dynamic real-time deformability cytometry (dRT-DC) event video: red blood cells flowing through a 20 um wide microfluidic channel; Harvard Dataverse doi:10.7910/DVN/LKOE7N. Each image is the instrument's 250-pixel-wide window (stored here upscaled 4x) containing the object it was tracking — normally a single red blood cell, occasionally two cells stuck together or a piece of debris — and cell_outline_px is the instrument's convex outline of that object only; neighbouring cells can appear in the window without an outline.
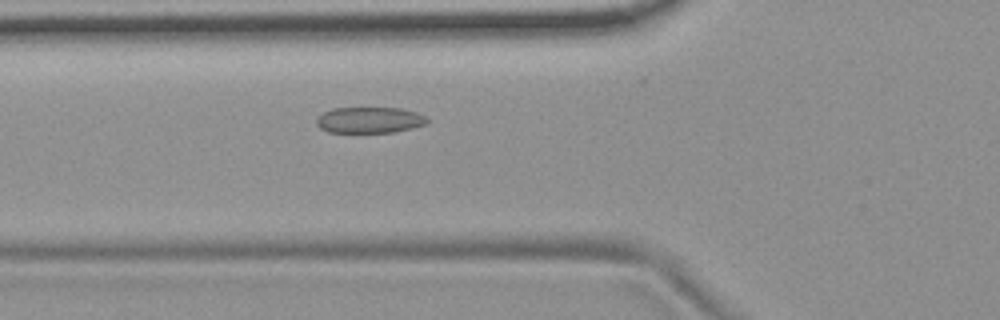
{"species": "common noctule bat (a hibernating species)", "species_latin": "Nyctalus noctula", "temperature_condition": "room temperature", "stored_images_in_passage": 5, "camera_frame_rate_fps": 3000, "um_per_image_px": 0.085, "animal": {"sex": "female", "body_mass_g": 19.9}, "frame": {"image": 1, "passage_image": 5, "time_ms": 1.333, "image_size_px": [1000, 320], "cell_outline_px": [[428, 124], [396, 132], [328, 132], [320, 128], [316, 124], [316, 116], [332, 108], [400, 108], [416, 112], [424, 116], [428, 120]], "centroid_in_image_um": [31.39, 10.2], "position_along_channel_um": 94.4, "area_um2": 16.88}}